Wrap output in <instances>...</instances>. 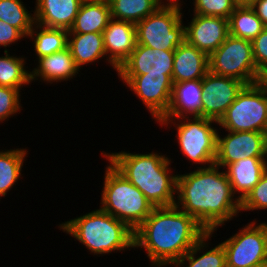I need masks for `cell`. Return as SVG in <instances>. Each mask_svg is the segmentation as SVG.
I'll use <instances>...</instances> for the list:
<instances>
[{"label": "cell", "mask_w": 267, "mask_h": 267, "mask_svg": "<svg viewBox=\"0 0 267 267\" xmlns=\"http://www.w3.org/2000/svg\"><path fill=\"white\" fill-rule=\"evenodd\" d=\"M82 0H36L35 23L48 28L70 30Z\"/></svg>", "instance_id": "d6986e66"}, {"label": "cell", "mask_w": 267, "mask_h": 267, "mask_svg": "<svg viewBox=\"0 0 267 267\" xmlns=\"http://www.w3.org/2000/svg\"><path fill=\"white\" fill-rule=\"evenodd\" d=\"M265 136H266V141H267V127H266V130H265Z\"/></svg>", "instance_id": "60d3db41"}, {"label": "cell", "mask_w": 267, "mask_h": 267, "mask_svg": "<svg viewBox=\"0 0 267 267\" xmlns=\"http://www.w3.org/2000/svg\"><path fill=\"white\" fill-rule=\"evenodd\" d=\"M25 37L26 36L19 29L0 20V46L5 48L4 51H10L6 47L10 48V45L18 41L20 42V40Z\"/></svg>", "instance_id": "e575fe53"}, {"label": "cell", "mask_w": 267, "mask_h": 267, "mask_svg": "<svg viewBox=\"0 0 267 267\" xmlns=\"http://www.w3.org/2000/svg\"><path fill=\"white\" fill-rule=\"evenodd\" d=\"M267 169V158H245L225 167L233 193L242 201L258 184Z\"/></svg>", "instance_id": "ffe728a7"}, {"label": "cell", "mask_w": 267, "mask_h": 267, "mask_svg": "<svg viewBox=\"0 0 267 267\" xmlns=\"http://www.w3.org/2000/svg\"><path fill=\"white\" fill-rule=\"evenodd\" d=\"M253 59L260 71L267 65V27H265L252 41Z\"/></svg>", "instance_id": "836d02e7"}, {"label": "cell", "mask_w": 267, "mask_h": 267, "mask_svg": "<svg viewBox=\"0 0 267 267\" xmlns=\"http://www.w3.org/2000/svg\"><path fill=\"white\" fill-rule=\"evenodd\" d=\"M228 134H217V154L215 165L225 168L245 158H267V141L263 132L227 131Z\"/></svg>", "instance_id": "7c38bea8"}, {"label": "cell", "mask_w": 267, "mask_h": 267, "mask_svg": "<svg viewBox=\"0 0 267 267\" xmlns=\"http://www.w3.org/2000/svg\"><path fill=\"white\" fill-rule=\"evenodd\" d=\"M110 19L108 0L83 1L68 33H102Z\"/></svg>", "instance_id": "603a6c76"}, {"label": "cell", "mask_w": 267, "mask_h": 267, "mask_svg": "<svg viewBox=\"0 0 267 267\" xmlns=\"http://www.w3.org/2000/svg\"><path fill=\"white\" fill-rule=\"evenodd\" d=\"M174 50L152 49L136 44L129 58L117 70V75L166 74L172 80Z\"/></svg>", "instance_id": "9a60e30c"}, {"label": "cell", "mask_w": 267, "mask_h": 267, "mask_svg": "<svg viewBox=\"0 0 267 267\" xmlns=\"http://www.w3.org/2000/svg\"><path fill=\"white\" fill-rule=\"evenodd\" d=\"M108 164L104 171L99 207L135 231L155 207L136 186L122 176L109 162Z\"/></svg>", "instance_id": "5b68a950"}, {"label": "cell", "mask_w": 267, "mask_h": 267, "mask_svg": "<svg viewBox=\"0 0 267 267\" xmlns=\"http://www.w3.org/2000/svg\"><path fill=\"white\" fill-rule=\"evenodd\" d=\"M102 35L107 60L118 70L136 47V25L111 18Z\"/></svg>", "instance_id": "2e32d148"}, {"label": "cell", "mask_w": 267, "mask_h": 267, "mask_svg": "<svg viewBox=\"0 0 267 267\" xmlns=\"http://www.w3.org/2000/svg\"><path fill=\"white\" fill-rule=\"evenodd\" d=\"M58 227L96 256L134 249V231L101 208L62 222Z\"/></svg>", "instance_id": "277c9868"}, {"label": "cell", "mask_w": 267, "mask_h": 267, "mask_svg": "<svg viewBox=\"0 0 267 267\" xmlns=\"http://www.w3.org/2000/svg\"><path fill=\"white\" fill-rule=\"evenodd\" d=\"M163 3L165 4H182L184 2L180 1V0H161ZM165 1V2H164Z\"/></svg>", "instance_id": "f35d334b"}, {"label": "cell", "mask_w": 267, "mask_h": 267, "mask_svg": "<svg viewBox=\"0 0 267 267\" xmlns=\"http://www.w3.org/2000/svg\"><path fill=\"white\" fill-rule=\"evenodd\" d=\"M209 71L208 56L184 41L174 50L172 82L202 79Z\"/></svg>", "instance_id": "44dd1931"}, {"label": "cell", "mask_w": 267, "mask_h": 267, "mask_svg": "<svg viewBox=\"0 0 267 267\" xmlns=\"http://www.w3.org/2000/svg\"><path fill=\"white\" fill-rule=\"evenodd\" d=\"M265 28L251 6H236L229 17V35L253 41Z\"/></svg>", "instance_id": "83f0119b"}, {"label": "cell", "mask_w": 267, "mask_h": 267, "mask_svg": "<svg viewBox=\"0 0 267 267\" xmlns=\"http://www.w3.org/2000/svg\"><path fill=\"white\" fill-rule=\"evenodd\" d=\"M249 267H267V261H263L261 263L255 264V265H251Z\"/></svg>", "instance_id": "ab89813d"}, {"label": "cell", "mask_w": 267, "mask_h": 267, "mask_svg": "<svg viewBox=\"0 0 267 267\" xmlns=\"http://www.w3.org/2000/svg\"><path fill=\"white\" fill-rule=\"evenodd\" d=\"M267 209V169L258 184L241 201V212Z\"/></svg>", "instance_id": "d6a6232c"}, {"label": "cell", "mask_w": 267, "mask_h": 267, "mask_svg": "<svg viewBox=\"0 0 267 267\" xmlns=\"http://www.w3.org/2000/svg\"><path fill=\"white\" fill-rule=\"evenodd\" d=\"M38 65L30 69L31 83L36 80L46 84L53 82L61 83L77 77L80 69L76 66L75 60L68 47L64 50L38 58ZM76 76V77H75Z\"/></svg>", "instance_id": "ac0fdd59"}, {"label": "cell", "mask_w": 267, "mask_h": 267, "mask_svg": "<svg viewBox=\"0 0 267 267\" xmlns=\"http://www.w3.org/2000/svg\"><path fill=\"white\" fill-rule=\"evenodd\" d=\"M208 65L211 73L246 85L257 83L260 72L253 59L252 41L231 35L208 57Z\"/></svg>", "instance_id": "9c48e42d"}, {"label": "cell", "mask_w": 267, "mask_h": 267, "mask_svg": "<svg viewBox=\"0 0 267 267\" xmlns=\"http://www.w3.org/2000/svg\"><path fill=\"white\" fill-rule=\"evenodd\" d=\"M226 267H249L267 261V222L251 221L221 242Z\"/></svg>", "instance_id": "30bf717a"}, {"label": "cell", "mask_w": 267, "mask_h": 267, "mask_svg": "<svg viewBox=\"0 0 267 267\" xmlns=\"http://www.w3.org/2000/svg\"><path fill=\"white\" fill-rule=\"evenodd\" d=\"M257 0H233L236 6H252Z\"/></svg>", "instance_id": "74e56055"}, {"label": "cell", "mask_w": 267, "mask_h": 267, "mask_svg": "<svg viewBox=\"0 0 267 267\" xmlns=\"http://www.w3.org/2000/svg\"><path fill=\"white\" fill-rule=\"evenodd\" d=\"M26 57L23 55H10L9 51H4V56L0 57V86H7L23 90V86H29L30 69L26 67ZM27 68V69H26Z\"/></svg>", "instance_id": "f1b7e54d"}, {"label": "cell", "mask_w": 267, "mask_h": 267, "mask_svg": "<svg viewBox=\"0 0 267 267\" xmlns=\"http://www.w3.org/2000/svg\"><path fill=\"white\" fill-rule=\"evenodd\" d=\"M246 84L208 71L202 78V117L219 121Z\"/></svg>", "instance_id": "4fadbf2b"}, {"label": "cell", "mask_w": 267, "mask_h": 267, "mask_svg": "<svg viewBox=\"0 0 267 267\" xmlns=\"http://www.w3.org/2000/svg\"><path fill=\"white\" fill-rule=\"evenodd\" d=\"M193 14L229 19L236 5L233 0H192Z\"/></svg>", "instance_id": "4dcf8cb0"}, {"label": "cell", "mask_w": 267, "mask_h": 267, "mask_svg": "<svg viewBox=\"0 0 267 267\" xmlns=\"http://www.w3.org/2000/svg\"><path fill=\"white\" fill-rule=\"evenodd\" d=\"M107 161L129 182L138 188L154 207L175 205L178 172L166 154L101 152ZM170 166V167H169Z\"/></svg>", "instance_id": "3957f363"}, {"label": "cell", "mask_w": 267, "mask_h": 267, "mask_svg": "<svg viewBox=\"0 0 267 267\" xmlns=\"http://www.w3.org/2000/svg\"><path fill=\"white\" fill-rule=\"evenodd\" d=\"M20 92L16 88L0 86V123L8 121L23 110Z\"/></svg>", "instance_id": "1f68e13d"}, {"label": "cell", "mask_w": 267, "mask_h": 267, "mask_svg": "<svg viewBox=\"0 0 267 267\" xmlns=\"http://www.w3.org/2000/svg\"><path fill=\"white\" fill-rule=\"evenodd\" d=\"M219 130L258 131L267 127V88L258 83L245 85L217 122Z\"/></svg>", "instance_id": "ba28073f"}, {"label": "cell", "mask_w": 267, "mask_h": 267, "mask_svg": "<svg viewBox=\"0 0 267 267\" xmlns=\"http://www.w3.org/2000/svg\"><path fill=\"white\" fill-rule=\"evenodd\" d=\"M185 26V41L208 57L229 36V19L193 14Z\"/></svg>", "instance_id": "5bb4252c"}, {"label": "cell", "mask_w": 267, "mask_h": 267, "mask_svg": "<svg viewBox=\"0 0 267 267\" xmlns=\"http://www.w3.org/2000/svg\"><path fill=\"white\" fill-rule=\"evenodd\" d=\"M257 83L267 88V65L260 70Z\"/></svg>", "instance_id": "8d00e7d4"}, {"label": "cell", "mask_w": 267, "mask_h": 267, "mask_svg": "<svg viewBox=\"0 0 267 267\" xmlns=\"http://www.w3.org/2000/svg\"><path fill=\"white\" fill-rule=\"evenodd\" d=\"M251 7L261 19L264 26L267 27V0H257Z\"/></svg>", "instance_id": "d590c367"}, {"label": "cell", "mask_w": 267, "mask_h": 267, "mask_svg": "<svg viewBox=\"0 0 267 267\" xmlns=\"http://www.w3.org/2000/svg\"><path fill=\"white\" fill-rule=\"evenodd\" d=\"M76 66L95 64L100 59H105L117 72V69L107 60L102 33H68V44Z\"/></svg>", "instance_id": "7402d4cb"}, {"label": "cell", "mask_w": 267, "mask_h": 267, "mask_svg": "<svg viewBox=\"0 0 267 267\" xmlns=\"http://www.w3.org/2000/svg\"><path fill=\"white\" fill-rule=\"evenodd\" d=\"M159 125L176 128V143L182 155L199 168L214 165L217 154V121L204 117H183L179 119H160ZM207 165V166H206Z\"/></svg>", "instance_id": "8992f818"}, {"label": "cell", "mask_w": 267, "mask_h": 267, "mask_svg": "<svg viewBox=\"0 0 267 267\" xmlns=\"http://www.w3.org/2000/svg\"><path fill=\"white\" fill-rule=\"evenodd\" d=\"M29 151L25 148H14L0 151V199L21 179L23 163Z\"/></svg>", "instance_id": "484cf974"}, {"label": "cell", "mask_w": 267, "mask_h": 267, "mask_svg": "<svg viewBox=\"0 0 267 267\" xmlns=\"http://www.w3.org/2000/svg\"><path fill=\"white\" fill-rule=\"evenodd\" d=\"M22 0H0V20L19 29L26 37L35 24L31 13Z\"/></svg>", "instance_id": "f546056e"}, {"label": "cell", "mask_w": 267, "mask_h": 267, "mask_svg": "<svg viewBox=\"0 0 267 267\" xmlns=\"http://www.w3.org/2000/svg\"><path fill=\"white\" fill-rule=\"evenodd\" d=\"M126 87L130 89L144 104L155 122L166 114L171 100L172 80L166 75H118Z\"/></svg>", "instance_id": "8fae6325"}, {"label": "cell", "mask_w": 267, "mask_h": 267, "mask_svg": "<svg viewBox=\"0 0 267 267\" xmlns=\"http://www.w3.org/2000/svg\"><path fill=\"white\" fill-rule=\"evenodd\" d=\"M196 168L178 173L175 206L192 216L206 232L214 234L241 213V201L233 193L224 169L215 164Z\"/></svg>", "instance_id": "6da1fadb"}, {"label": "cell", "mask_w": 267, "mask_h": 267, "mask_svg": "<svg viewBox=\"0 0 267 267\" xmlns=\"http://www.w3.org/2000/svg\"><path fill=\"white\" fill-rule=\"evenodd\" d=\"M26 38L32 40L38 58L64 50L68 44V30L34 24Z\"/></svg>", "instance_id": "d4e9b609"}, {"label": "cell", "mask_w": 267, "mask_h": 267, "mask_svg": "<svg viewBox=\"0 0 267 267\" xmlns=\"http://www.w3.org/2000/svg\"><path fill=\"white\" fill-rule=\"evenodd\" d=\"M111 18L137 24L164 3L161 0H108Z\"/></svg>", "instance_id": "4316f807"}, {"label": "cell", "mask_w": 267, "mask_h": 267, "mask_svg": "<svg viewBox=\"0 0 267 267\" xmlns=\"http://www.w3.org/2000/svg\"><path fill=\"white\" fill-rule=\"evenodd\" d=\"M206 233L192 216L175 205L155 207L134 231V250L143 249L152 267H172Z\"/></svg>", "instance_id": "7a4b0ae2"}, {"label": "cell", "mask_w": 267, "mask_h": 267, "mask_svg": "<svg viewBox=\"0 0 267 267\" xmlns=\"http://www.w3.org/2000/svg\"><path fill=\"white\" fill-rule=\"evenodd\" d=\"M202 79L173 82L168 111L161 119L202 117Z\"/></svg>", "instance_id": "e0dca14e"}, {"label": "cell", "mask_w": 267, "mask_h": 267, "mask_svg": "<svg viewBox=\"0 0 267 267\" xmlns=\"http://www.w3.org/2000/svg\"><path fill=\"white\" fill-rule=\"evenodd\" d=\"M211 237H213V235L210 232H207L187 253H185L174 264V266L175 267H226L225 250L221 243L217 244L214 248L213 247L210 248L209 245L211 244H209L210 242L208 241L211 240Z\"/></svg>", "instance_id": "cb8c5ba5"}, {"label": "cell", "mask_w": 267, "mask_h": 267, "mask_svg": "<svg viewBox=\"0 0 267 267\" xmlns=\"http://www.w3.org/2000/svg\"><path fill=\"white\" fill-rule=\"evenodd\" d=\"M183 4H163L136 24L137 44L152 49L175 50L185 41Z\"/></svg>", "instance_id": "52a82bcc"}]
</instances>
